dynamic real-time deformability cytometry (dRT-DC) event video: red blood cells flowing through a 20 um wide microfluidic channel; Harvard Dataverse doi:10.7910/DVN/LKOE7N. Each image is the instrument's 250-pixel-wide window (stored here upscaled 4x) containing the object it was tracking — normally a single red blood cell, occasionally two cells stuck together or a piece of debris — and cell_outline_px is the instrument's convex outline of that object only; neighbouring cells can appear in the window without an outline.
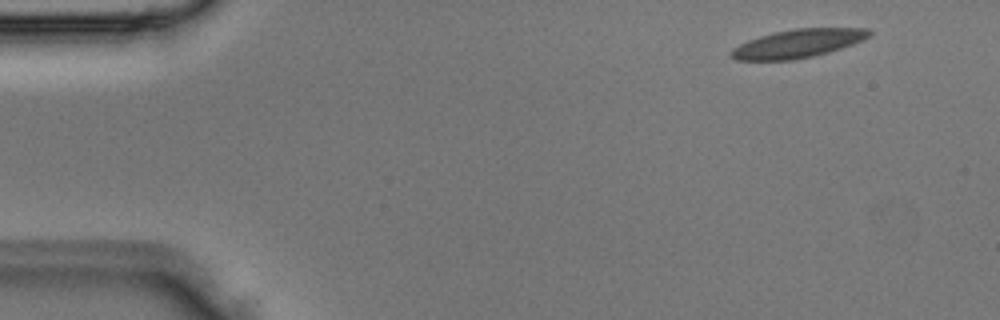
{"species": "Egyptian fruit bat (a non-hibernating species)", "species_latin": "Rousettus aegyptiacus", "temperature_condition": "room temperature", "stored_images_in_passage": 4, "camera_frame_rate_fps": 3000, "um_per_image_px": 0.085, "animal": {"sex": "male"}, "frame": {"image": 1, "passage_image": 1, "time_ms": 0.0, "image_size_px": [1000, 320], "cell_outline_px": [[872, 36], [864, 40], [828, 52], [812, 56], [792, 60], [736, 60], [728, 56], [728, 52], [732, 48], [748, 40], [772, 32], [796, 28], [868, 28], [872, 32]], "centroid_in_image_um": [67.8, 3.69], "position_along_channel_um": 17.2, "area_um2": 23.0}}